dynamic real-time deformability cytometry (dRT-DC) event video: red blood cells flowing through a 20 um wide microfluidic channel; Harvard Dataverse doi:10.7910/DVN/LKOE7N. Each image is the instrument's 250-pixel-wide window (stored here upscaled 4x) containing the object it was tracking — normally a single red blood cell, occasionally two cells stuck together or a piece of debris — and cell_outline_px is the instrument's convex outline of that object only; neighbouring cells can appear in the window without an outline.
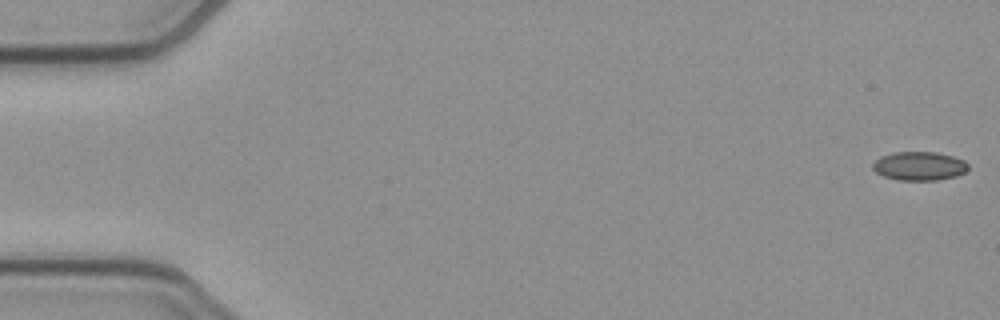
{"species": "common noctule bat (a hibernating species)", "species_latin": "Nyctalus noctula", "temperature_condition": "cold", "stored_images_in_passage": 52, "camera_frame_rate_fps": 3000, "um_per_image_px": 0.085, "animal": {"sex": "female", "body_mass_g": 21.9}, "frame": {"image": 1, "passage_image": 1, "time_ms": 0.0, "image_size_px": [1000, 320], "cell_outline_px": [[968, 172], [956, 176], [936, 180], [896, 180], [884, 176], [876, 172], [872, 168], [872, 164], [880, 156], [892, 152], [936, 152], [952, 156], [964, 160], [968, 164]], "centroid_in_image_um": [78.14, 14.11], "position_along_channel_um": 6.9, "area_um2": 16.13}}
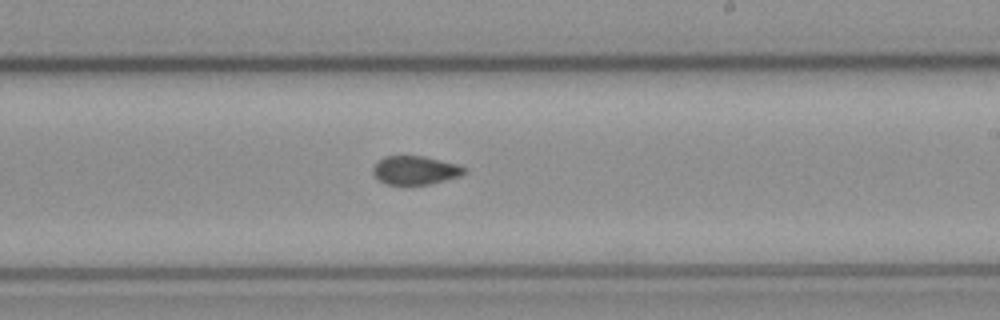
{"frame": {"image": 2, "passage_image": 31, "time_ms": 10.0, "image_size_px": [1000, 320], "cell_outline_px": [[468, 168], [460, 176], [428, 184], [404, 188], [384, 184], [376, 180], [372, 172], [372, 168], [384, 156], [424, 156], [456, 164]], "centroid_in_image_um": [35.22, 14.52], "position_along_channel_um": 253.8, "area_um2": 15.78}}
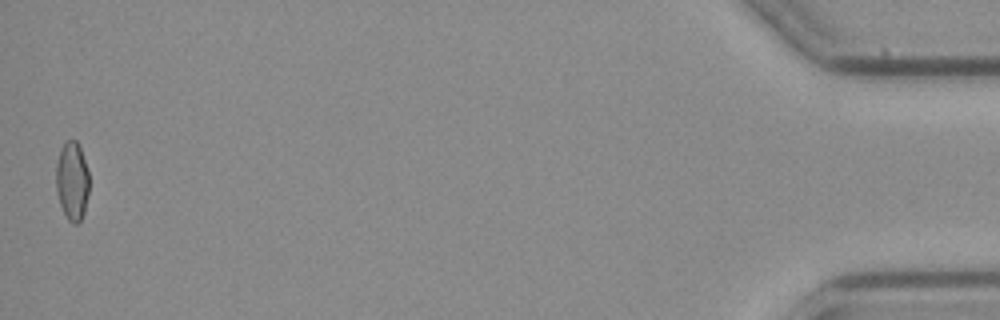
{"frame": {"image": 3, "passage_image": 52, "time_ms": 17.0, "image_size_px": [1000, 320], "cell_outline_px": [[88, 196], [84, 212], [80, 220], [76, 224], [72, 224], [68, 220], [60, 204], [56, 192], [56, 164], [60, 148], [68, 140], [76, 140], [80, 148], [88, 172]], "centroid_in_image_um": [6.12, 15.4], "position_along_channel_um": 429.1, "area_um2": 15.09}, "authors_computed_cell_mechanics": {"area_um2": 15.9239, "velocity_mm_per_s": 3.9249, "shape_relaxation_time_tau1_ms": null, "shape_relaxation_time_tau2_ms": 1.3422, "deformation_change_tau1": null, "deformation_change_tau2": 0.0469}}